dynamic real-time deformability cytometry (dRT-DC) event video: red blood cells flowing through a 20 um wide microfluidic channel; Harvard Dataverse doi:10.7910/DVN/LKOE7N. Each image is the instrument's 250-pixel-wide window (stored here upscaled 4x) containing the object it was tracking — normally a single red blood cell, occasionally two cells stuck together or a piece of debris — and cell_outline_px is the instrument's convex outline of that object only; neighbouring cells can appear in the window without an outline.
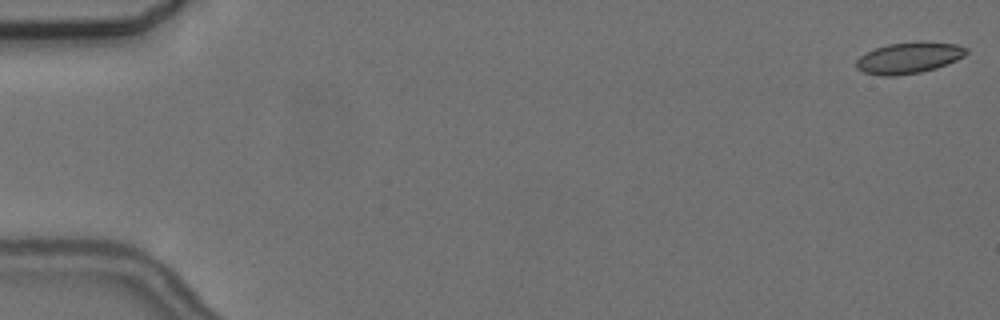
{"species": "common noctule bat (a hibernating species)", "species_latin": "Nyctalus noctula", "temperature_condition": "cold", "stored_images_in_passage": 4, "camera_frame_rate_fps": 3000, "um_per_image_px": 0.085, "animal": {"sex": "female", "body_mass_g": 24.6, "forearm_length_mm": 56.2}, "frame": {"image": 1, "passage_image": 1, "time_ms": 0.0, "image_size_px": [1000, 320], "cell_outline_px": [[968, 52], [964, 56], [948, 64], [936, 68], [920, 72], [896, 76], [880, 76], [864, 72], [856, 68], [856, 60], [860, 56], [876, 48], [888, 44], [920, 40], [956, 44], [968, 48]], "centroid_in_image_um": [77.28, 4.9], "position_along_channel_um": 7.7, "area_um2": 20.23}}